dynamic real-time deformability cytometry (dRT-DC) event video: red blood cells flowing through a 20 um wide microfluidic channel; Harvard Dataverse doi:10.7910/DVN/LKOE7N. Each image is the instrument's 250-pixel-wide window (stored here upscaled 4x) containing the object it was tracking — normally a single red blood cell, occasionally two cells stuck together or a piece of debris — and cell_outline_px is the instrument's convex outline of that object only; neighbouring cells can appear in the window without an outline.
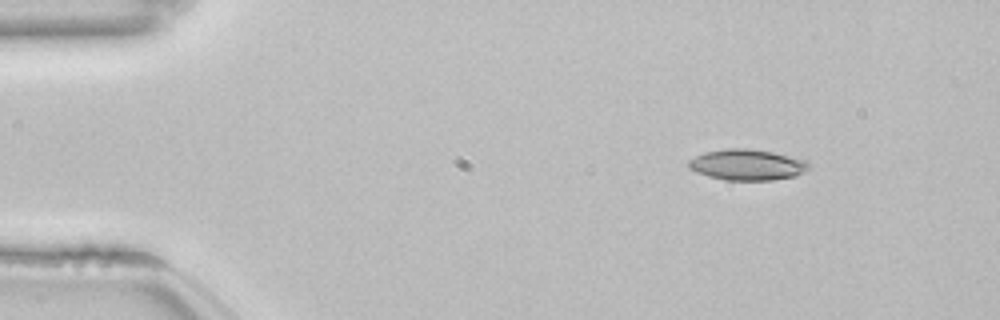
{"species": "common noctule bat (a hibernating species)", "species_latin": "Nyctalus noctula", "temperature_condition": "room temperature", "stored_images_in_passage": 47, "camera_frame_rate_fps": 3000, "um_per_image_px": 0.085, "animal": {"sex": "female", "body_mass_g": 22.7, "forearm_length_mm": 54.2}, "frame": {"image": 1, "passage_image": 1, "time_ms": 0.0, "image_size_px": [1000, 320], "cell_outline_px": [[812, 168], [796, 176], [772, 180], [728, 180], [708, 176], [696, 172], [688, 168], [688, 160], [704, 152], [728, 148], [748, 148], [772, 152], [804, 160]], "centroid_in_image_um": [63.5, 14.01], "position_along_channel_um": 21.5, "area_um2": 21.62}}
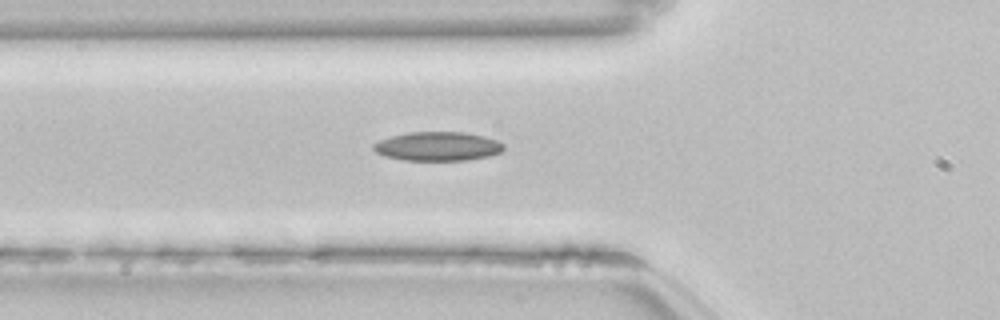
{"frame": {"image": 2, "passage_image": 13, "time_ms": 4.0, "image_size_px": [1000, 320], "cell_outline_px": [[504, 148], [500, 152], [488, 156], [468, 160], [404, 160], [384, 156], [376, 152], [372, 148], [372, 144], [380, 140], [392, 136], [408, 132], [460, 132], [484, 136], [496, 140], [504, 144]], "centroid_in_image_um": [37.18, 12.44], "position_along_channel_um": 88.6, "area_um2": 21.91}}
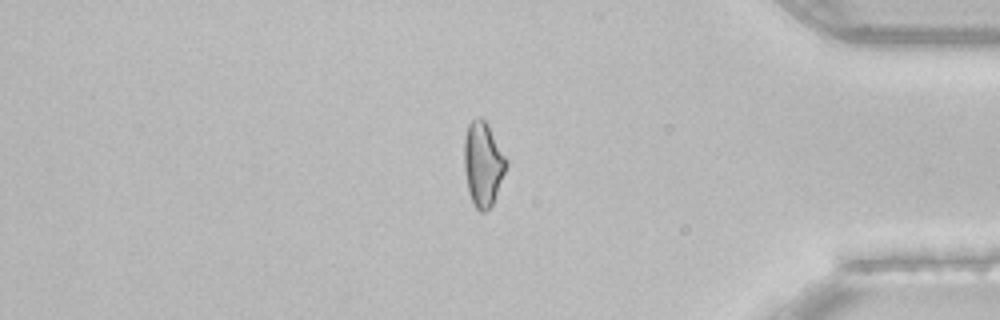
{"frame": {"image": 3, "passage_image": 39, "time_ms": 12.667, "image_size_px": [1000, 320], "cell_outline_px": [[508, 164], [492, 204], [484, 212], [480, 212], [476, 208], [468, 192], [464, 168], [464, 140], [468, 124], [472, 120], [480, 116], [488, 124], [508, 160]], "centroid_in_image_um": [41.05, 13.91], "position_along_channel_um": 394.1, "area_um2": 20.63}, "authors_computed_cell_mechanics": {"area_um2": 21.0392, "velocity_mm_per_s": 3.8535, "shape_relaxation_time_tau1_ms": 7.6325, "shape_relaxation_time_tau2_ms": 3.2317, "deformation_change_tau1": 0.1776, "deformation_change_tau2": 0.0918}}